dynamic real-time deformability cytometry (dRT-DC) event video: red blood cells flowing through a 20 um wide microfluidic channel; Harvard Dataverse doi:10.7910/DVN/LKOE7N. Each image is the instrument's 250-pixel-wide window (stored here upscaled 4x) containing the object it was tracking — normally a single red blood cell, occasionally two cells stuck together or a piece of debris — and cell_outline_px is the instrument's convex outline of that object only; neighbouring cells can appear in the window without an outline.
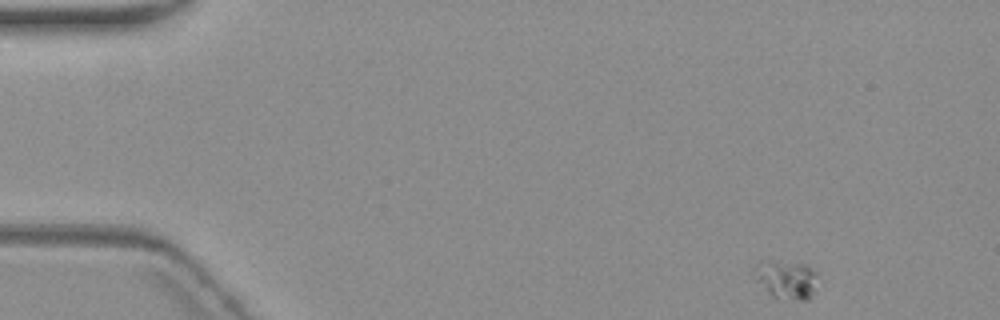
{"species": "common noctule bat (a hibernating species)", "species_latin": "Nyctalus noctula", "temperature_condition": "warm", "stored_images_in_passage": 8, "camera_frame_rate_fps": 3000, "um_per_image_px": 0.085, "animal": {"sex": "female", "body_mass_g": 19.3, "forearm_length_mm": 54.1}, "frame": {"image": 1, "passage_image": 1, "time_ms": 0.0, "image_size_px": [1000, 320], "cell_outline_px": [[816, 292], [808, 300], [800, 300], [768, 296], [756, 280], [752, 268], [760, 260], [772, 260], [808, 264], [816, 272]], "centroid_in_image_um": [66.81, 23.74], "position_along_channel_um": 18.2, "area_um2": 14.8}}
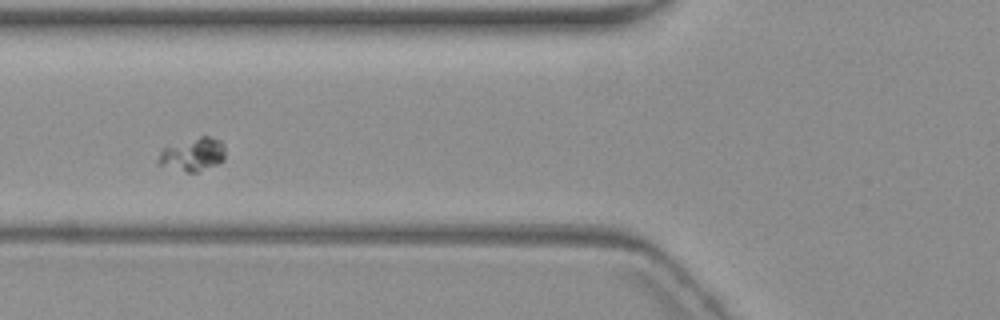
{"frame": {"image": 2, "passage_image": 6, "time_ms": 6.0, "image_size_px": [1000, 320], "cell_outline_px": [[224, 160], [216, 164], [196, 172], [188, 172], [156, 164], [156, 160], [160, 152], [164, 148], [200, 136], [208, 136], [220, 140], [224, 144]], "centroid_in_image_um": [16.38, 13.13], "position_along_channel_um": 109.4, "area_um2": 12.72}}
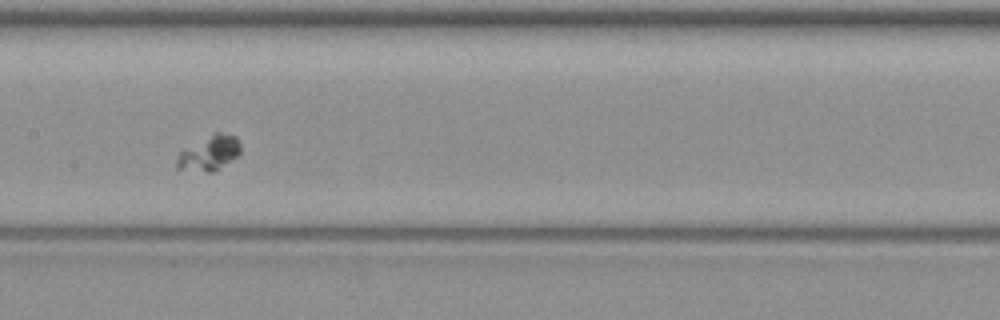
{"frame": {"image": 3, "passage_image": 8, "time_ms": 8.333, "image_size_px": [1000, 320], "cell_outline_px": [[240, 152], [236, 156], [216, 172], [208, 172], [176, 168], [176, 156], [180, 152], [216, 132], [220, 132], [236, 136], [240, 144]], "centroid_in_image_um": [17.8, 13.03], "position_along_channel_um": 189.6, "area_um2": 12.66}}